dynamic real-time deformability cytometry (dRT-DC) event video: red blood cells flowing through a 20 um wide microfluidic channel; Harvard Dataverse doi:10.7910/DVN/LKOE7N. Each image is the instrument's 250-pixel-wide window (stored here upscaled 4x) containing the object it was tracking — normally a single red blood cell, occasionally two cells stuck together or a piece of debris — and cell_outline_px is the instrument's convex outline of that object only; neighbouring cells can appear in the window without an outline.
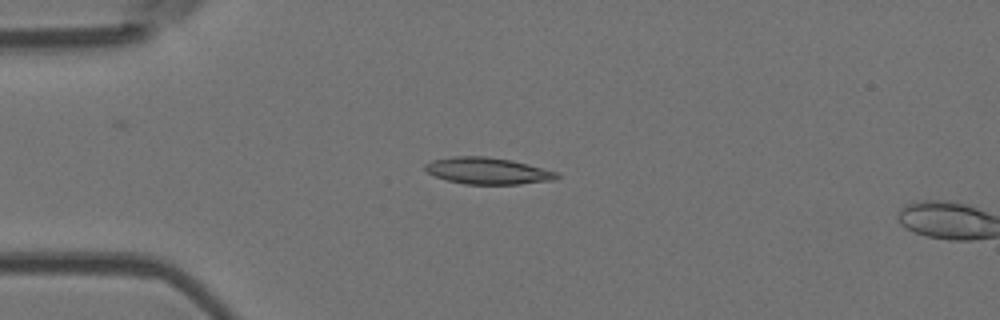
{"species": "Egyptian fruit bat (a non-hibernating species)", "species_latin": "Rousettus aegyptiacus", "temperature_condition": "room temperature", "stored_images_in_passage": 15, "camera_frame_rate_fps": 3000, "um_per_image_px": 0.085, "animal": {"sex": "female"}, "frame": {"image": 1, "passage_image": 13, "time_ms": 4.0, "image_size_px": [1000, 320], "cell_outline_px": [[560, 176], [556, 180], [520, 184], [464, 184], [448, 180], [436, 176], [428, 172], [424, 168], [424, 164], [432, 160], [452, 156], [488, 156], [512, 160], [528, 164], [556, 172]], "centroid_in_image_um": [41.46, 14.52], "position_along_channel_um": 43.5, "area_um2": 20.46}}